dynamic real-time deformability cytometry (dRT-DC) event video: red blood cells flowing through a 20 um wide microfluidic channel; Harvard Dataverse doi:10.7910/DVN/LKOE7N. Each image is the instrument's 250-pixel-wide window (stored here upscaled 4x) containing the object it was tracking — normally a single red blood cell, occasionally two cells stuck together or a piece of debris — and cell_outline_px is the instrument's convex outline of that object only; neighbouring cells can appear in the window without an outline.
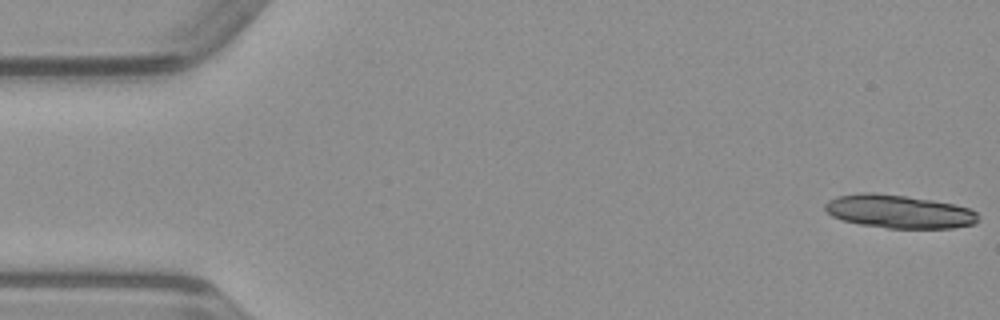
{"species": "common noctule bat (a hibernating species)", "species_latin": "Nyctalus noctula", "temperature_condition": "warm", "stored_images_in_passage": 51, "camera_frame_rate_fps": 3000, "um_per_image_px": 0.085, "animal": {"sex": "male", "body_mass_g": 23.1, "forearm_length_mm": 52.7}, "frame": {"image": 1, "passage_image": 1, "time_ms": 0.0, "image_size_px": [1000, 320], "cell_outline_px": [[980, 220], [976, 224], [952, 228], [888, 228], [860, 224], [844, 220], [832, 216], [824, 208], [824, 204], [828, 200], [836, 196], [864, 192], [876, 192], [932, 200], [952, 204], [968, 208], [976, 212], [980, 216]], "centroid_in_image_um": [76.42, 17.98], "position_along_channel_um": 8.6, "area_um2": 29.77}}
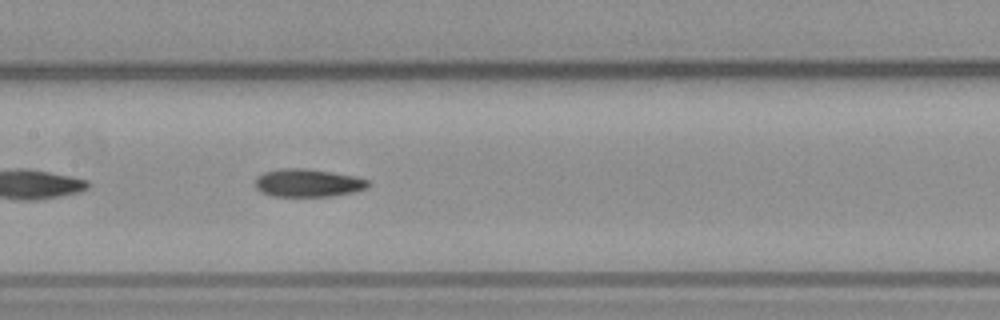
{"frame": {"image": 2, "passage_image": 24, "time_ms": 7.667, "image_size_px": [1000, 320], "cell_outline_px": [[372, 184], [368, 188], [352, 192], [332, 196], [272, 196], [256, 188], [256, 176], [264, 172], [280, 168], [304, 168], [332, 172], [356, 176], [368, 180]], "centroid_in_image_um": [26.21, 15.54], "position_along_channel_um": 181.2, "area_um2": 18.44}}
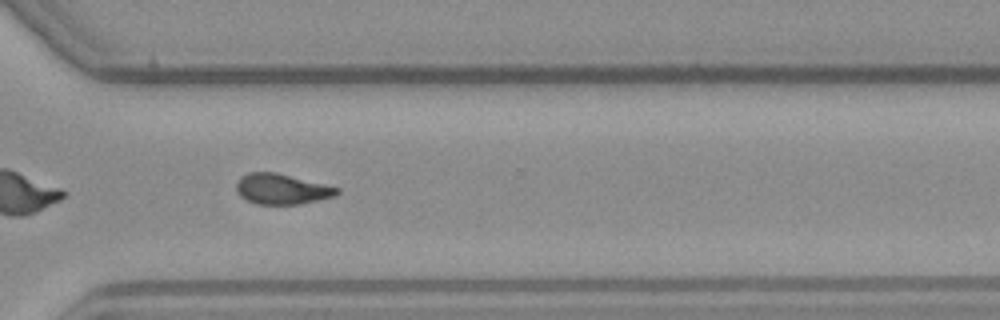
{"frame": {"image": 3, "passage_image": 36, "time_ms": 11.667, "image_size_px": [1000, 320], "cell_outline_px": [[340, 192], [336, 196], [300, 204], [256, 204], [240, 196], [236, 192], [236, 180], [240, 176], [248, 172], [276, 172], [340, 188]], "centroid_in_image_um": [23.93, 16.06], "position_along_channel_um": 346.7, "area_um2": 17.98}}